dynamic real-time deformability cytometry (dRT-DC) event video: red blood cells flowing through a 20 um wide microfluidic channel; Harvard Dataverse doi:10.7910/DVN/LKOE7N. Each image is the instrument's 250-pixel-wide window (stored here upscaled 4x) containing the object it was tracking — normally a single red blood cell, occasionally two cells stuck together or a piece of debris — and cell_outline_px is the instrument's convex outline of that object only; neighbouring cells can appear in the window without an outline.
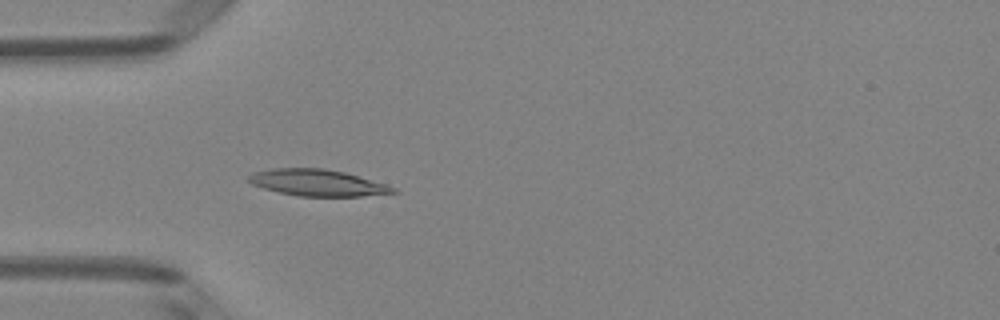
{"species": "Egyptian fruit bat (a non-hibernating species)", "species_latin": "Rousettus aegyptiacus", "temperature_condition": "room temperature", "stored_images_in_passage": 49, "camera_frame_rate_fps": 3000, "um_per_image_px": 0.085, "animal": {"sex": "female"}, "frame": {"image": 1, "passage_image": 14, "time_ms": 4.333, "image_size_px": [1000, 320], "cell_outline_px": [[400, 192], [360, 196], [300, 196], [280, 192], [264, 188], [252, 184], [248, 180], [248, 176], [252, 172], [272, 168], [324, 168], [344, 172], [388, 184], [396, 188]], "centroid_in_image_um": [27.01, 15.52], "position_along_channel_um": 58.0, "area_um2": 22.31}}
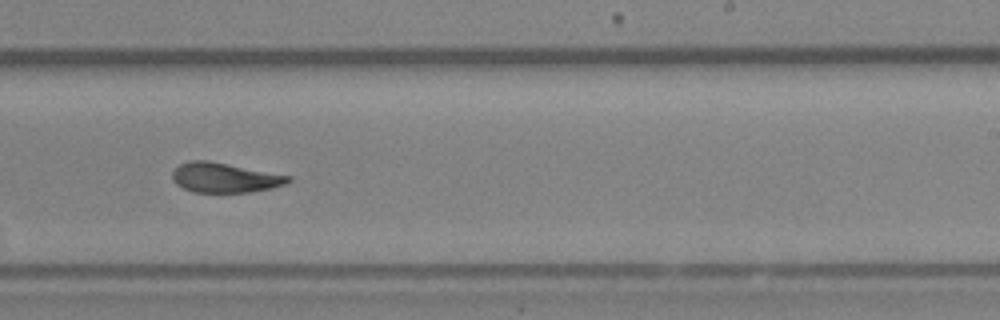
{"frame": {"image": 2, "passage_image": 30, "time_ms": 9.667, "image_size_px": [1000, 320], "cell_outline_px": [[292, 180], [284, 184], [272, 188], [248, 192], [192, 192], [176, 184], [172, 180], [172, 172], [180, 164], [192, 160], [208, 160], [292, 176]], "centroid_in_image_um": [19.09, 15.1], "position_along_channel_um": 269.9, "area_um2": 20.06}}
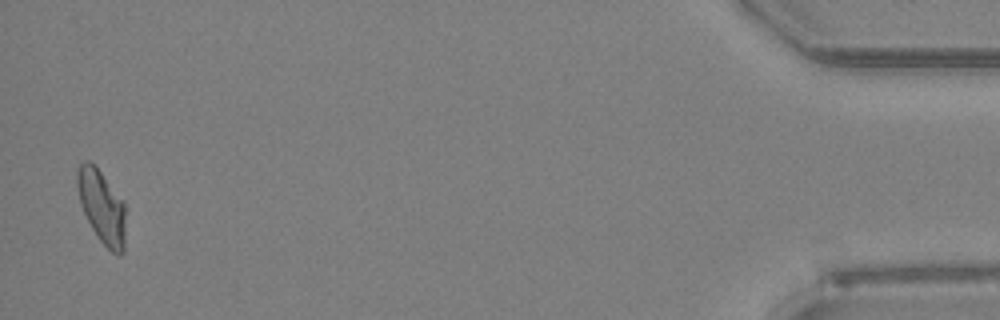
{"frame": {"image": 3, "passage_image": 48, "time_ms": 15.667, "image_size_px": [1000, 320], "cell_outline_px": [[124, 252], [120, 256], [116, 256], [100, 240], [92, 228], [80, 204], [76, 184], [76, 172], [80, 164], [84, 160], [88, 160], [100, 172], [124, 200]], "centroid_in_image_um": [8.64, 17.57], "position_along_channel_um": 426.6, "area_um2": 20.46}, "authors_computed_cell_mechanics": {"area_um2": 21.1548, "velocity_mm_per_s": 4.0627, "shape_relaxation_time_tau1_ms": 5.2598, "shape_relaxation_time_tau2_ms": 1.4502, "deformation_change_tau1": 0.1875, "deformation_change_tau2": 0.0741}}